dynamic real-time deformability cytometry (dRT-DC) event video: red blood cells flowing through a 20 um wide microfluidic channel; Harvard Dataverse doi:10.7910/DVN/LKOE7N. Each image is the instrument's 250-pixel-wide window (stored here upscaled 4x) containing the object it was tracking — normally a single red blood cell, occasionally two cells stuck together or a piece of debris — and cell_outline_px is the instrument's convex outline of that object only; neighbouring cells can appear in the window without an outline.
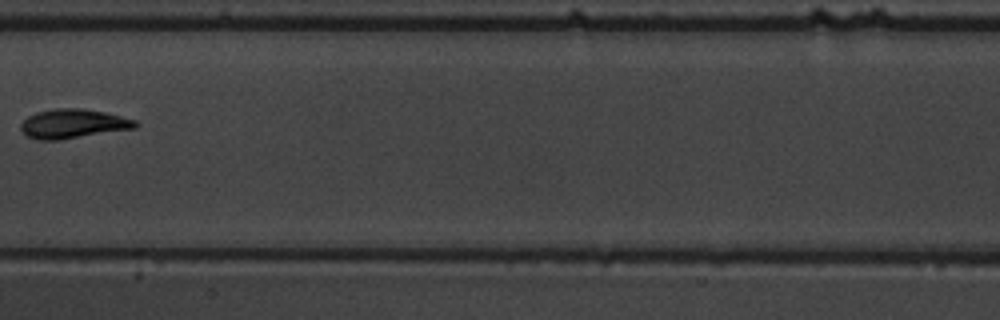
{"species": "common noctule bat (a hibernating species)", "species_latin": "Nyctalus noctula", "temperature_condition": "warm", "stored_images_in_passage": 10, "camera_frame_rate_fps": 3000, "um_per_image_px": 0.085, "animal": {"sex": "male", "body_mass_g": 19.5, "forearm_length_mm": 54.6}, "frame": {"image": 1, "passage_image": 10, "time_ms": 11.333, "image_size_px": [1000, 320], "cell_outline_px": [[140, 124], [136, 128], [60, 140], [36, 140], [28, 136], [20, 128], [20, 124], [28, 116], [36, 112], [56, 108], [80, 108], [104, 112], [136, 120]], "centroid_in_image_um": [6.22, 10.52], "position_along_channel_um": 201.2, "area_um2": 19.54}}